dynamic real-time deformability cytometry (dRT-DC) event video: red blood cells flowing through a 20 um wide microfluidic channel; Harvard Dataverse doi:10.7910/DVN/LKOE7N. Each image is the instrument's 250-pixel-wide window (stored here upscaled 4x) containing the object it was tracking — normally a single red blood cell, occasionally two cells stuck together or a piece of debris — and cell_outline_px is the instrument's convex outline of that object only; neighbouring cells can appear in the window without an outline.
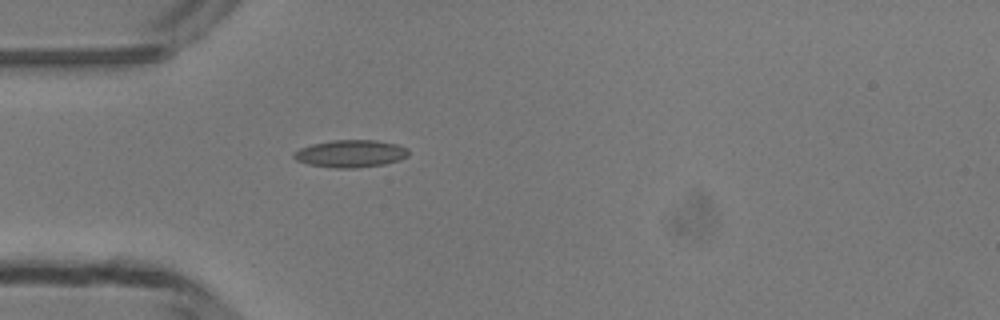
{"species": "common noctule bat (a hibernating species)", "species_latin": "Nyctalus noctula", "temperature_condition": "room temperature", "stored_images_in_passage": 35, "camera_frame_rate_fps": 3000, "um_per_image_px": 0.085, "animal": {"sex": "male", "body_mass_g": 13.3}, "frame": {"image": 1, "passage_image": 1, "time_ms": 0.0, "image_size_px": [1000, 320], "cell_outline_px": [[408, 156], [400, 160], [384, 164], [356, 168], [336, 168], [308, 164], [296, 160], [292, 156], [300, 148], [312, 144], [332, 140], [376, 140], [396, 144], [408, 148]], "centroid_in_image_um": [29.82, 13.06], "position_along_channel_um": 55.2, "area_um2": 18.26}}
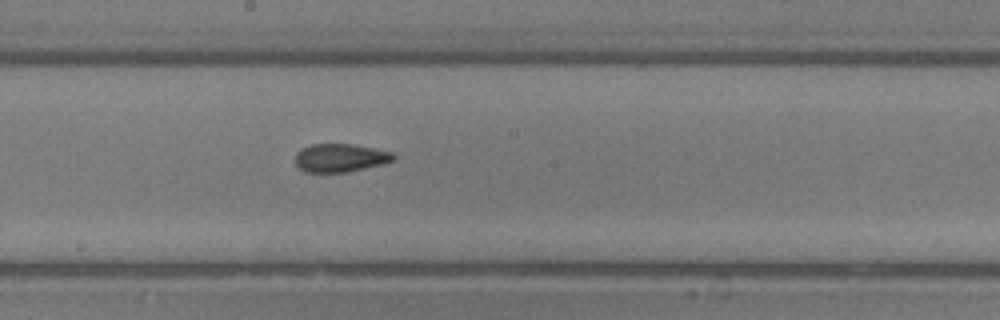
{"frame": {"image": 2, "passage_image": 13, "time_ms": 4.0, "image_size_px": [1000, 320], "cell_outline_px": [[396, 156], [392, 160], [384, 164], [348, 172], [304, 172], [296, 164], [296, 152], [300, 148], [312, 144], [352, 144], [392, 152]], "centroid_in_image_um": [28.91, 13.42], "position_along_channel_um": 219.3, "area_um2": 16.18}}
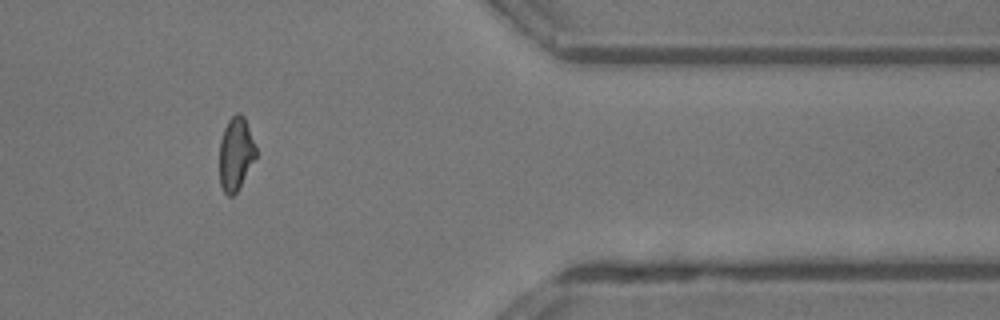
{"frame": {"image": 3, "passage_image": 27, "time_ms": 8.667, "image_size_px": [1000, 320], "cell_outline_px": [[256, 156], [236, 192], [232, 196], [228, 196], [224, 192], [220, 184], [220, 140], [224, 128], [228, 120], [236, 112], [240, 112], [244, 116], [256, 148]], "centroid_in_image_um": [20.02, 13.04], "position_along_channel_um": 391.4, "area_um2": 15.32}, "authors_computed_cell_mechanics": {"area_um2": 15.9528, "velocity_mm_per_s": 4.2221, "shape_relaxation_time_tau1_ms": 6.8762, "shape_relaxation_time_tau2_ms": 1.789, "deformation_change_tau1": 0.1661, "deformation_change_tau2": 0.0966}}